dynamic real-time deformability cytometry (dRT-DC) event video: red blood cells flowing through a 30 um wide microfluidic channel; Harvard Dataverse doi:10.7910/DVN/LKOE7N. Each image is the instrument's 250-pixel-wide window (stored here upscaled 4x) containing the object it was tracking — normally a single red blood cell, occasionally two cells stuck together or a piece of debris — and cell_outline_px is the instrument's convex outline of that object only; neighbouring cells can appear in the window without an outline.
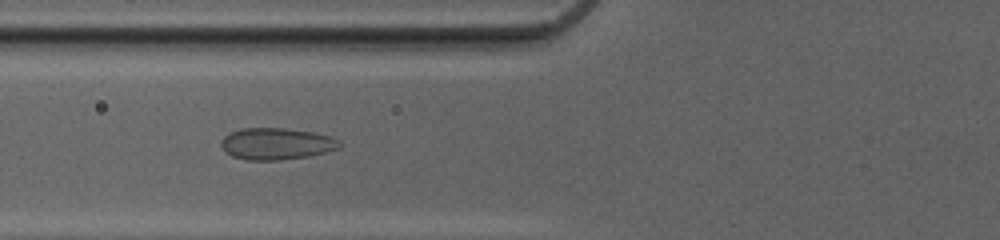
{"species": "common noctule bat (a hibernating species)", "species_latin": "Nyctalus noctula", "temperature_condition": "cold", "stored_images_in_passage": 51, "camera_frame_rate_fps": 3000, "um_per_image_px": 0.085, "animal": {"sex": "female", "body_mass_g": 20.0, "forearm_length_mm": 54.0}, "frame": {"image": 1, "passage_image": 22, "time_ms": 7.0, "image_size_px": [1000, 240], "cell_outline_px": [[344, 144], [340, 148], [308, 156], [280, 160], [244, 160], [232, 156], [224, 152], [220, 144], [220, 140], [228, 132], [240, 128], [284, 128], [312, 132], [328, 136], [340, 140]], "centroid_in_image_um": [23.45, 12.22], "position_along_channel_um": 102.3, "area_um2": 22.14}}
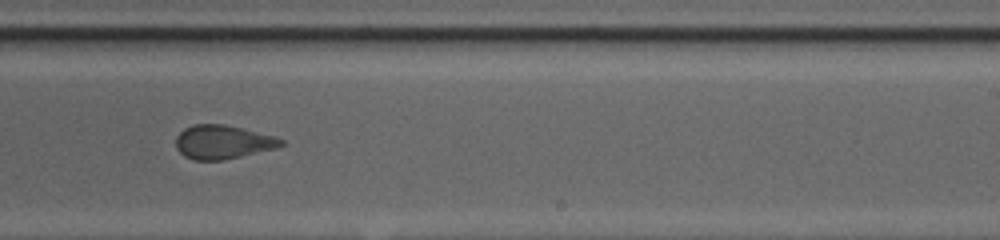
{"frame": {"image": 2, "passage_image": 34, "time_ms": 11.0, "image_size_px": [1000, 240], "cell_outline_px": [[284, 144], [276, 148], [224, 160], [192, 160], [184, 156], [176, 148], [176, 136], [184, 128], [192, 124], [224, 124], [276, 136], [284, 140]], "centroid_in_image_um": [18.92, 12.07], "position_along_channel_um": 270.1, "area_um2": 20.81}}
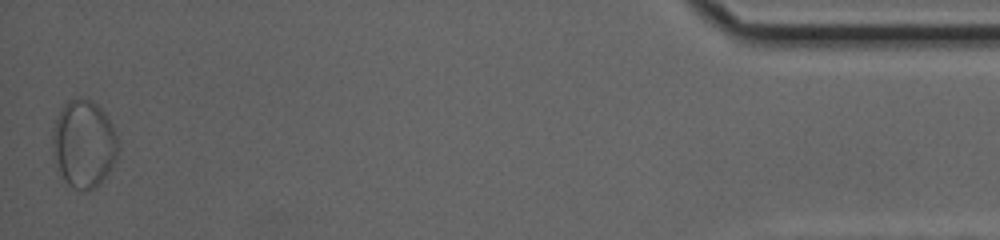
{"frame": {"image": 3, "passage_image": 51, "time_ms": 16.667, "image_size_px": [1000, 240], "cell_outline_px": [[120, 144], [116, 156], [108, 172], [100, 184], [88, 192], [72, 188], [64, 180], [52, 160], [52, 132], [56, 120], [64, 104], [68, 100], [76, 96], [80, 96], [92, 100], [104, 112], [112, 124]], "centroid_in_image_um": [7.1, 12.23], "position_along_channel_um": 428.1, "area_um2": 33.99}}